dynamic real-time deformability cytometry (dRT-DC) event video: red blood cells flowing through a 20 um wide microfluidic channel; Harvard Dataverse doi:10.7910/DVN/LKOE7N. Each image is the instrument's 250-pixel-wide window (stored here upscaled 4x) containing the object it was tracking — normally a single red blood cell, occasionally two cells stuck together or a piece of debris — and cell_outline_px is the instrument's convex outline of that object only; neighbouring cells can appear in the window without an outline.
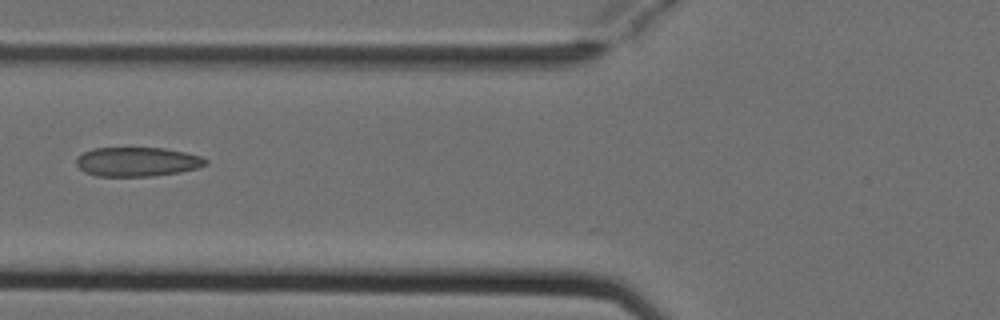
{"species": "Egyptian fruit bat (a non-hibernating species)", "species_latin": "Rousettus aegyptiacus", "temperature_condition": "cold", "stored_images_in_passage": 5, "camera_frame_rate_fps": 3000, "um_per_image_px": 0.085, "animal": {"sex": "female"}, "frame": {"image": 1, "passage_image": 5, "time_ms": 1.333, "image_size_px": [1000, 320], "cell_outline_px": [[208, 164], [200, 168], [180, 172], [152, 176], [96, 176], [84, 172], [76, 164], [76, 156], [92, 148], [164, 148], [184, 152], [200, 156], [208, 160]], "centroid_in_image_um": [11.67, 13.75], "position_along_channel_um": 114.1, "area_um2": 22.2}}